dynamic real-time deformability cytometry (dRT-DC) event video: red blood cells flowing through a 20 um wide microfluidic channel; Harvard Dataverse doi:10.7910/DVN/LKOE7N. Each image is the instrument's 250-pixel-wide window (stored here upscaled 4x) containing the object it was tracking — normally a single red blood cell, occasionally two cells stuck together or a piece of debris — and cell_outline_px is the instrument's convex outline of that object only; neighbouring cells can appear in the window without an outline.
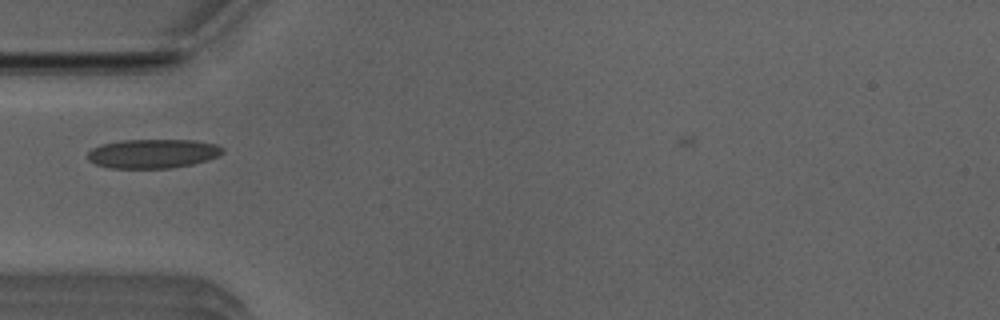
{"species": "Egyptian fruit bat (a non-hibernating species)", "species_latin": "Rousettus aegyptiacus", "temperature_condition": "room temperature", "stored_images_in_passage": 36, "camera_frame_rate_fps": 3000, "um_per_image_px": 0.085, "animal": {"sex": "male"}, "frame": {"image": 1, "passage_image": 1, "time_ms": 0.0, "image_size_px": [1000, 320], "cell_outline_px": [[224, 152], [208, 160], [192, 164], [168, 168], [108, 168], [96, 164], [88, 160], [88, 152], [92, 148], [100, 144], [120, 140], [196, 140], [216, 144], [224, 148]], "centroid_in_image_um": [12.98, 13.05], "position_along_channel_um": 72.0, "area_um2": 23.0}}
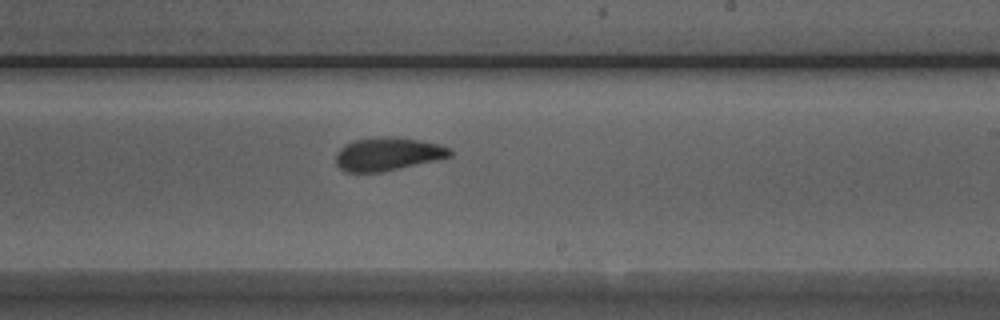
{"frame": {"image": 2, "passage_image": 15, "time_ms": 4.667, "image_size_px": [1000, 320], "cell_outline_px": [[452, 156], [436, 160], [380, 172], [344, 172], [336, 164], [336, 152], [344, 144], [356, 140], [388, 136], [392, 136], [420, 140], [440, 144], [452, 148]], "centroid_in_image_um": [32.97, 13.09], "position_along_channel_um": 256.0, "area_um2": 22.08}}
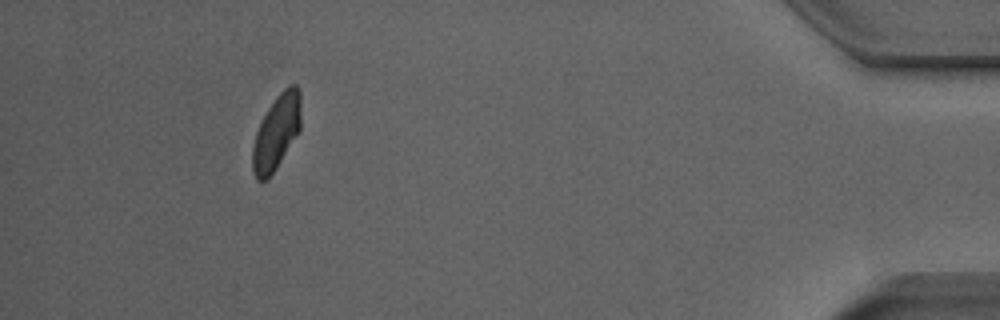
{"frame": {"image": 3, "passage_image": 32, "time_ms": 10.333, "image_size_px": [1000, 320], "cell_outline_px": [[300, 132], [268, 180], [256, 180], [252, 172], [252, 148], [256, 132], [268, 108], [276, 96], [288, 84], [296, 84], [300, 92]], "centroid_in_image_um": [23.5, 11.26], "position_along_channel_um": 411.7, "area_um2": 21.21}}